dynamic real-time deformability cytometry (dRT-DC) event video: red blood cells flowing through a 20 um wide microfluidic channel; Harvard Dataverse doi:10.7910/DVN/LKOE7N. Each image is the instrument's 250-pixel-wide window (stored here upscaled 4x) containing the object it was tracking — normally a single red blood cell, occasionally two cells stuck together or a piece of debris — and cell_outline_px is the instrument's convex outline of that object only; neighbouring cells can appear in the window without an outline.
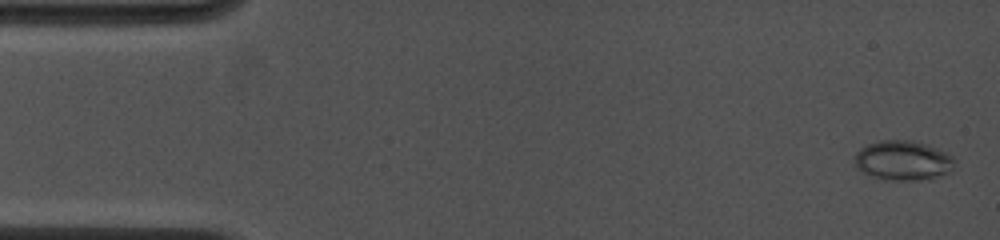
{"species": "common noctule bat (a hibernating species)", "species_latin": "Nyctalus noctula", "temperature_condition": "cold", "stored_images_in_passage": 7, "camera_frame_rate_fps": 4500, "um_per_image_px": 0.085, "animal": {"sex": "female", "body_mass_g": 19.0, "forearm_length_mm": 53.3}, "frame": {"image": 1, "passage_image": 1, "time_ms": 0.0, "image_size_px": [1000, 240], "cell_outline_px": [[956, 160], [952, 172], [936, 176], [916, 180], [884, 180], [872, 176], [856, 168], [856, 152], [860, 148], [868, 144], [880, 140], [912, 140], [948, 152]], "centroid_in_image_um": [76.78, 13.63], "position_along_channel_um": 8.2, "area_um2": 23.12}}
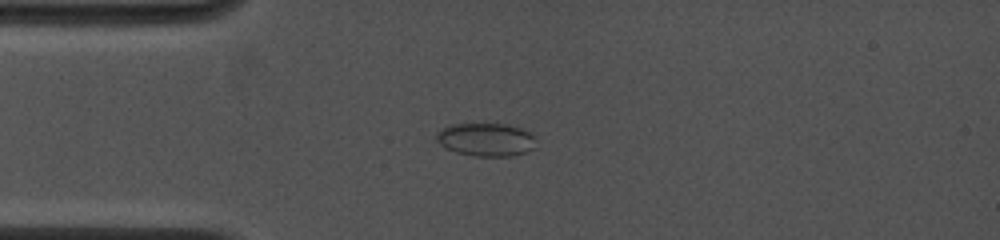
{"frame": {"image": 2, "passage_image": 5, "time_ms": 3.556, "image_size_px": [1000, 240], "cell_outline_px": [[536, 136], [532, 148], [524, 152], [512, 156], [472, 156], [456, 152], [440, 144], [436, 140], [436, 136], [444, 128], [452, 124], [508, 124], [520, 128]], "centroid_in_image_um": [41.32, 11.86], "position_along_channel_um": 43.7, "area_um2": 18.96}}
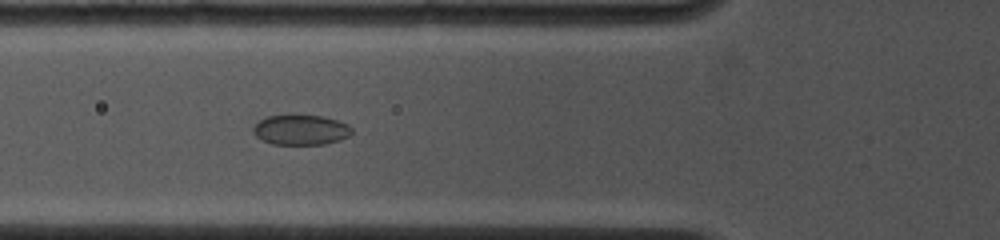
{"frame": {"image": 3, "passage_image": 7, "time_ms": 5.333, "image_size_px": [1000, 240], "cell_outline_px": [[352, 132], [348, 136], [340, 140], [324, 144], [272, 144], [256, 136], [252, 132], [252, 128], [260, 120], [268, 116], [324, 116], [348, 124], [352, 128]], "centroid_in_image_um": [25.58, 11.05], "position_along_channel_um": 100.2, "area_um2": 17.05}}